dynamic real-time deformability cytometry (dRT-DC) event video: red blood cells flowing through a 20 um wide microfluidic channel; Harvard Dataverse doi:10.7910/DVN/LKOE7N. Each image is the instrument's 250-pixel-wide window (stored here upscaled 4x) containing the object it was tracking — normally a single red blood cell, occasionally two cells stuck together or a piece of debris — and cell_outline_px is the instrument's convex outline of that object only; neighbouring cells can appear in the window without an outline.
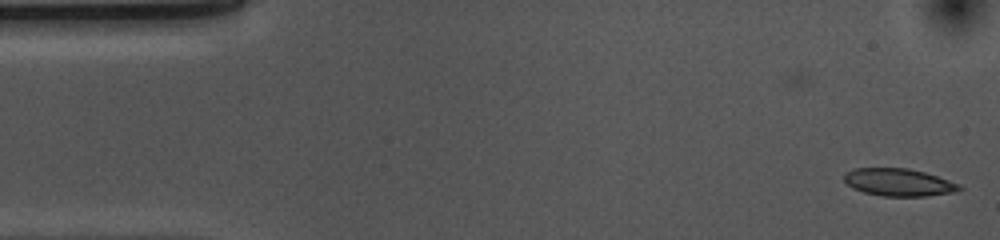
{"species": "common noctule bat (a hibernating species)", "species_latin": "Nyctalus noctula", "temperature_condition": "cold", "stored_images_in_passage": 6, "camera_frame_rate_fps": 3000, "um_per_image_px": 0.085, "animal": {"sex": "female", "body_mass_g": 10.0, "forearm_length_mm": 53.1}, "frame": {"image": 1, "passage_image": 6, "time_ms": 1.667, "image_size_px": [1000, 240], "cell_outline_px": [[964, 188], [956, 192], [928, 196], [880, 196], [864, 192], [852, 188], [844, 180], [844, 172], [852, 168], [908, 168], [924, 172], [960, 184]], "centroid_in_image_um": [76.38, 15.5], "position_along_channel_um": 8.6, "area_um2": 18.61}}